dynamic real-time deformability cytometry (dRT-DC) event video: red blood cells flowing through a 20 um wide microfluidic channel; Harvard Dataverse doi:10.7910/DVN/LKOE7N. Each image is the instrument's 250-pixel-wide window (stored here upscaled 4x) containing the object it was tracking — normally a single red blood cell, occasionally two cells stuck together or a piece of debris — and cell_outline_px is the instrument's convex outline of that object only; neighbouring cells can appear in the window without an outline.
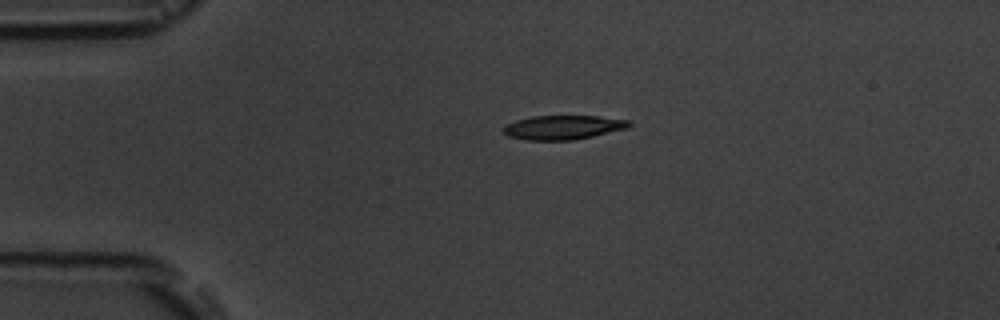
{"species": "common noctule bat (a hibernating species)", "species_latin": "Nyctalus noctula", "temperature_condition": "room temperature", "stored_images_in_passage": 3, "camera_frame_rate_fps": 3000, "um_per_image_px": 0.085, "animal": {"sex": "male", "body_mass_g": 19.5, "forearm_length_mm": 54.6}, "frame": {"image": 1, "passage_image": 1, "time_ms": 0.0, "image_size_px": [1000, 320], "cell_outline_px": [[632, 124], [628, 128], [592, 136], [572, 140], [524, 140], [508, 136], [504, 132], [504, 124], [516, 120], [532, 116], [596, 116], [628, 120]], "centroid_in_image_um": [47.83, 10.82], "position_along_channel_um": 37.2, "area_um2": 17.63}}
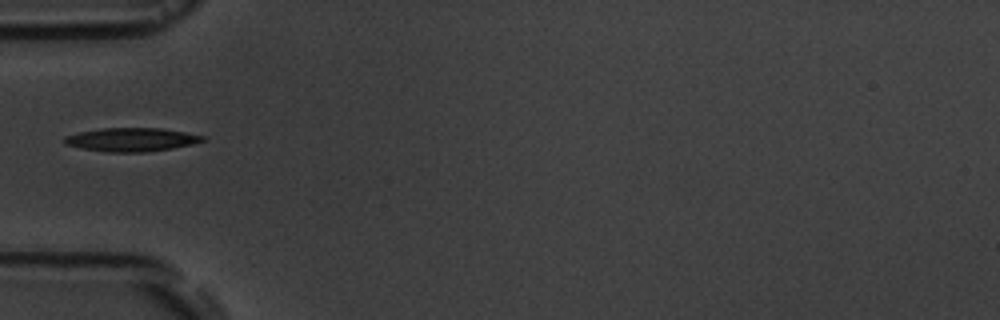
{"frame": {"image": 2, "passage_image": 3, "time_ms": 2.0, "image_size_px": [1000, 320], "cell_outline_px": [[208, 140], [192, 144], [172, 148], [148, 152], [104, 152], [64, 144], [64, 136], [80, 132], [104, 128], [160, 128], [184, 132], [204, 136]], "centroid_in_image_um": [11.2, 11.87], "position_along_channel_um": 73.8, "area_um2": 18.9}}